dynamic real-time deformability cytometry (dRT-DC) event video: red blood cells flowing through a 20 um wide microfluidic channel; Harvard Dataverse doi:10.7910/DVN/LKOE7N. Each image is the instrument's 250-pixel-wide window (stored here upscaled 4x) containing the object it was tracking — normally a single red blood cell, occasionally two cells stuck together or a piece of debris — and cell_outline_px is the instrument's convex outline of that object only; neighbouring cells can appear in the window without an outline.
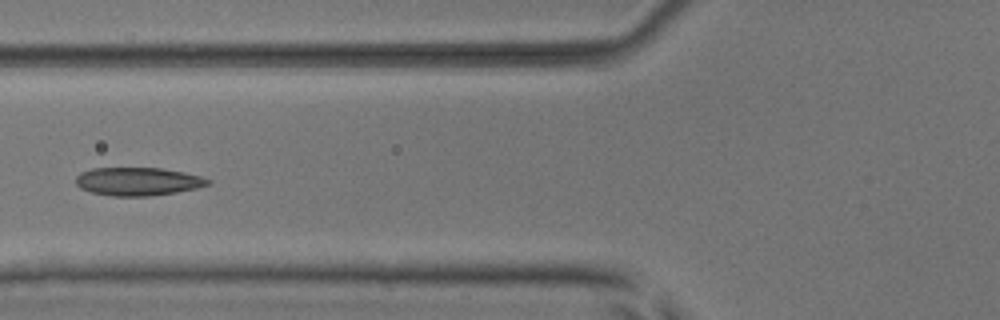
{"species": "common noctule bat (a hibernating species)", "species_latin": "Nyctalus noctula", "temperature_condition": "room temperature", "stored_images_in_passage": 7, "camera_frame_rate_fps": 3000, "um_per_image_px": 0.085, "animal": {"sex": "male", "body_mass_g": 17.9, "forearm_length_mm": 54.2}, "frame": {"image": 1, "passage_image": 7, "time_ms": 6.667, "image_size_px": [1000, 320], "cell_outline_px": [[212, 184], [196, 188], [176, 192], [148, 196], [112, 196], [92, 192], [80, 188], [76, 184], [76, 176], [80, 172], [92, 168], [160, 168], [184, 172], [200, 176], [212, 180]], "centroid_in_image_um": [11.73, 15.42], "position_along_channel_um": 114.1, "area_um2": 21.73}}